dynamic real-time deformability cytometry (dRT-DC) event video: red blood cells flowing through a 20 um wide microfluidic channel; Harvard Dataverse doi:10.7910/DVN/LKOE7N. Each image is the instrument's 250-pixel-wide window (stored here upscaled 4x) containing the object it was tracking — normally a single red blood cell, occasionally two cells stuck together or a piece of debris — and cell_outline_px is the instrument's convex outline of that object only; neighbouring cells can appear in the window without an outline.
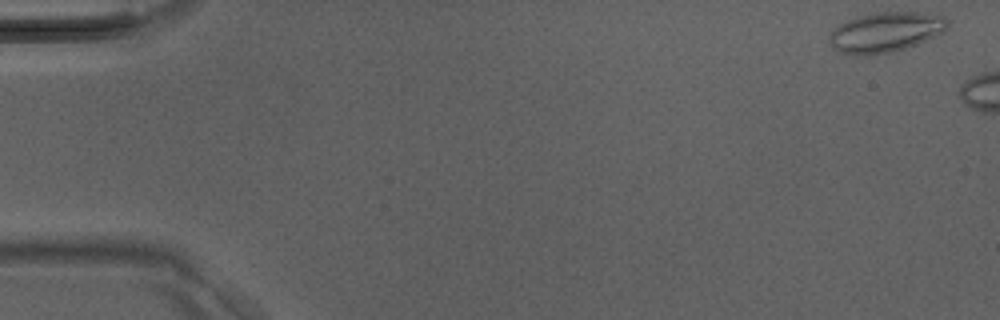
{"species": "Egyptian fruit bat (a non-hibernating species)", "species_latin": "Rousettus aegyptiacus", "temperature_condition": "room temperature", "stored_images_in_passage": 5, "camera_frame_rate_fps": 3000, "um_per_image_px": 0.085, "animal": {"sex": "male"}, "frame": {"image": 1, "passage_image": 1, "time_ms": 0.0, "image_size_px": [1000, 320], "cell_outline_px": [[948, 28], [944, 32], [916, 44], [892, 52], [872, 56], [868, 56], [840, 52], [832, 48], [828, 40], [828, 36], [840, 24], [856, 16], [872, 12], [920, 12], [944, 16], [948, 20]], "centroid_in_image_um": [75.27, 2.73], "position_along_channel_um": 9.7, "area_um2": 27.74}}